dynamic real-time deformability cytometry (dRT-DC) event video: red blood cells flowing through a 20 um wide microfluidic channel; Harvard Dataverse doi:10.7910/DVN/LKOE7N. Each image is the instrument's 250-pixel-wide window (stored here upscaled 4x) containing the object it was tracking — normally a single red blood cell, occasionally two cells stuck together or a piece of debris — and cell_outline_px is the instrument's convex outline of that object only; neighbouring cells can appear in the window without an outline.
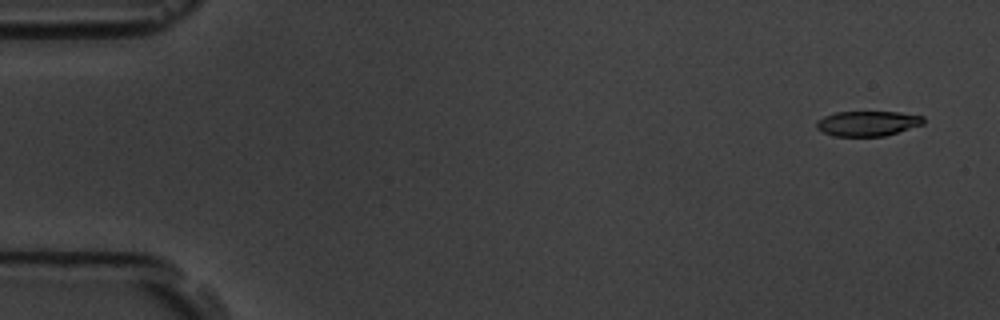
{"species": "common noctule bat (a hibernating species)", "species_latin": "Nyctalus noctula", "temperature_condition": "room temperature", "stored_images_in_passage": 5, "camera_frame_rate_fps": 3000, "um_per_image_px": 0.085, "animal": {"sex": "male", "body_mass_g": 19.5, "forearm_length_mm": 54.6}, "frame": {"image": 1, "passage_image": 1, "time_ms": 0.0, "image_size_px": [1000, 320], "cell_outline_px": [[924, 124], [884, 136], [832, 136], [816, 128], [816, 120], [824, 116], [836, 112], [900, 112], [924, 116]], "centroid_in_image_um": [73.74, 10.49], "position_along_channel_um": 11.3, "area_um2": 15.66}}
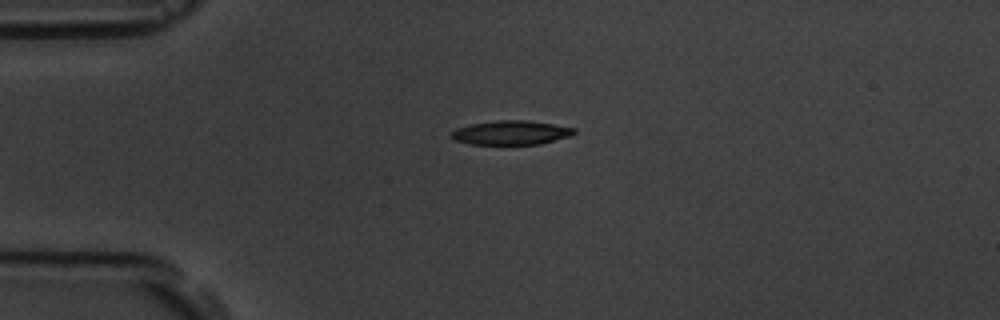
{"frame": {"image": 2, "passage_image": 4, "time_ms": 3.667, "image_size_px": [1000, 320], "cell_outline_px": [[576, 132], [568, 136], [540, 144], [468, 144], [456, 140], [448, 136], [456, 128], [472, 124], [496, 120], [528, 120], [576, 128]], "centroid_in_image_um": [43.41, 11.27], "position_along_channel_um": 41.6, "area_um2": 17.17}}